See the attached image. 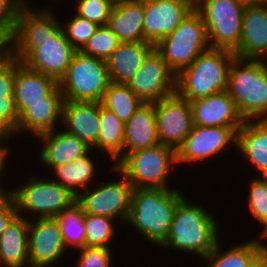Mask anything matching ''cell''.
Returning a JSON list of instances; mask_svg holds the SVG:
<instances>
[{
    "label": "cell",
    "mask_w": 267,
    "mask_h": 267,
    "mask_svg": "<svg viewBox=\"0 0 267 267\" xmlns=\"http://www.w3.org/2000/svg\"><path fill=\"white\" fill-rule=\"evenodd\" d=\"M212 213L184 197L177 204L169 234L160 247L197 254L202 259L208 256L221 238L218 219Z\"/></svg>",
    "instance_id": "obj_1"
},
{
    "label": "cell",
    "mask_w": 267,
    "mask_h": 267,
    "mask_svg": "<svg viewBox=\"0 0 267 267\" xmlns=\"http://www.w3.org/2000/svg\"><path fill=\"white\" fill-rule=\"evenodd\" d=\"M180 189H133L129 224L149 243L160 247L166 240L177 204L185 197Z\"/></svg>",
    "instance_id": "obj_2"
},
{
    "label": "cell",
    "mask_w": 267,
    "mask_h": 267,
    "mask_svg": "<svg viewBox=\"0 0 267 267\" xmlns=\"http://www.w3.org/2000/svg\"><path fill=\"white\" fill-rule=\"evenodd\" d=\"M235 58L229 50L207 49L176 75L175 93L192 101L227 90L228 72Z\"/></svg>",
    "instance_id": "obj_3"
},
{
    "label": "cell",
    "mask_w": 267,
    "mask_h": 267,
    "mask_svg": "<svg viewBox=\"0 0 267 267\" xmlns=\"http://www.w3.org/2000/svg\"><path fill=\"white\" fill-rule=\"evenodd\" d=\"M227 92L244 120L267 119V68L262 60L235 58Z\"/></svg>",
    "instance_id": "obj_4"
},
{
    "label": "cell",
    "mask_w": 267,
    "mask_h": 267,
    "mask_svg": "<svg viewBox=\"0 0 267 267\" xmlns=\"http://www.w3.org/2000/svg\"><path fill=\"white\" fill-rule=\"evenodd\" d=\"M176 165V150L157 144L126 154L115 167L133 189H169L167 180Z\"/></svg>",
    "instance_id": "obj_5"
},
{
    "label": "cell",
    "mask_w": 267,
    "mask_h": 267,
    "mask_svg": "<svg viewBox=\"0 0 267 267\" xmlns=\"http://www.w3.org/2000/svg\"><path fill=\"white\" fill-rule=\"evenodd\" d=\"M31 175L21 186L10 189L9 196L14 201L18 215H38L37 218L57 217L65 209L76 203L77 197L68 189L55 182ZM25 212V214H24Z\"/></svg>",
    "instance_id": "obj_6"
},
{
    "label": "cell",
    "mask_w": 267,
    "mask_h": 267,
    "mask_svg": "<svg viewBox=\"0 0 267 267\" xmlns=\"http://www.w3.org/2000/svg\"><path fill=\"white\" fill-rule=\"evenodd\" d=\"M154 48L175 75L189 67L202 52L210 48L201 15L193 9L172 33L158 41Z\"/></svg>",
    "instance_id": "obj_7"
},
{
    "label": "cell",
    "mask_w": 267,
    "mask_h": 267,
    "mask_svg": "<svg viewBox=\"0 0 267 267\" xmlns=\"http://www.w3.org/2000/svg\"><path fill=\"white\" fill-rule=\"evenodd\" d=\"M58 84L64 100L102 102L110 84L106 61L76 51Z\"/></svg>",
    "instance_id": "obj_8"
},
{
    "label": "cell",
    "mask_w": 267,
    "mask_h": 267,
    "mask_svg": "<svg viewBox=\"0 0 267 267\" xmlns=\"http://www.w3.org/2000/svg\"><path fill=\"white\" fill-rule=\"evenodd\" d=\"M245 7L240 0H198L194 9L205 24L210 48H238Z\"/></svg>",
    "instance_id": "obj_9"
},
{
    "label": "cell",
    "mask_w": 267,
    "mask_h": 267,
    "mask_svg": "<svg viewBox=\"0 0 267 267\" xmlns=\"http://www.w3.org/2000/svg\"><path fill=\"white\" fill-rule=\"evenodd\" d=\"M51 9L50 6L33 8L31 5L22 9L9 36L12 58L23 63L41 46V41L61 28L60 18Z\"/></svg>",
    "instance_id": "obj_10"
},
{
    "label": "cell",
    "mask_w": 267,
    "mask_h": 267,
    "mask_svg": "<svg viewBox=\"0 0 267 267\" xmlns=\"http://www.w3.org/2000/svg\"><path fill=\"white\" fill-rule=\"evenodd\" d=\"M110 168L122 178L95 183L93 188L89 187L81 192L76 202L84 214L106 216L125 224L129 215L133 187L115 166L112 165Z\"/></svg>",
    "instance_id": "obj_11"
},
{
    "label": "cell",
    "mask_w": 267,
    "mask_h": 267,
    "mask_svg": "<svg viewBox=\"0 0 267 267\" xmlns=\"http://www.w3.org/2000/svg\"><path fill=\"white\" fill-rule=\"evenodd\" d=\"M175 79L176 75L154 48L127 85L144 103H153L175 93Z\"/></svg>",
    "instance_id": "obj_12"
},
{
    "label": "cell",
    "mask_w": 267,
    "mask_h": 267,
    "mask_svg": "<svg viewBox=\"0 0 267 267\" xmlns=\"http://www.w3.org/2000/svg\"><path fill=\"white\" fill-rule=\"evenodd\" d=\"M236 146V133L229 127H204L194 125L176 150L177 164L202 162L220 155L227 146Z\"/></svg>",
    "instance_id": "obj_13"
},
{
    "label": "cell",
    "mask_w": 267,
    "mask_h": 267,
    "mask_svg": "<svg viewBox=\"0 0 267 267\" xmlns=\"http://www.w3.org/2000/svg\"><path fill=\"white\" fill-rule=\"evenodd\" d=\"M154 110L160 144L177 150L194 126L189 101L174 93L154 102Z\"/></svg>",
    "instance_id": "obj_14"
},
{
    "label": "cell",
    "mask_w": 267,
    "mask_h": 267,
    "mask_svg": "<svg viewBox=\"0 0 267 267\" xmlns=\"http://www.w3.org/2000/svg\"><path fill=\"white\" fill-rule=\"evenodd\" d=\"M29 220L28 257L30 267H52L67 252L56 217Z\"/></svg>",
    "instance_id": "obj_15"
},
{
    "label": "cell",
    "mask_w": 267,
    "mask_h": 267,
    "mask_svg": "<svg viewBox=\"0 0 267 267\" xmlns=\"http://www.w3.org/2000/svg\"><path fill=\"white\" fill-rule=\"evenodd\" d=\"M144 42L156 44L172 33L194 6L186 0H143Z\"/></svg>",
    "instance_id": "obj_16"
},
{
    "label": "cell",
    "mask_w": 267,
    "mask_h": 267,
    "mask_svg": "<svg viewBox=\"0 0 267 267\" xmlns=\"http://www.w3.org/2000/svg\"><path fill=\"white\" fill-rule=\"evenodd\" d=\"M193 124L204 127H229L235 133L245 121L227 90L189 101Z\"/></svg>",
    "instance_id": "obj_17"
},
{
    "label": "cell",
    "mask_w": 267,
    "mask_h": 267,
    "mask_svg": "<svg viewBox=\"0 0 267 267\" xmlns=\"http://www.w3.org/2000/svg\"><path fill=\"white\" fill-rule=\"evenodd\" d=\"M75 52L61 27L53 36L41 41V46L23 63L28 68L59 82L65 75Z\"/></svg>",
    "instance_id": "obj_18"
},
{
    "label": "cell",
    "mask_w": 267,
    "mask_h": 267,
    "mask_svg": "<svg viewBox=\"0 0 267 267\" xmlns=\"http://www.w3.org/2000/svg\"><path fill=\"white\" fill-rule=\"evenodd\" d=\"M64 101L58 85L47 95V102L28 103V107L19 115L14 137L20 136V133L33 134L36 137L54 129L58 130L56 124H61Z\"/></svg>",
    "instance_id": "obj_19"
},
{
    "label": "cell",
    "mask_w": 267,
    "mask_h": 267,
    "mask_svg": "<svg viewBox=\"0 0 267 267\" xmlns=\"http://www.w3.org/2000/svg\"><path fill=\"white\" fill-rule=\"evenodd\" d=\"M63 130L75 135L93 150L100 132L99 102L65 100L62 109Z\"/></svg>",
    "instance_id": "obj_20"
},
{
    "label": "cell",
    "mask_w": 267,
    "mask_h": 267,
    "mask_svg": "<svg viewBox=\"0 0 267 267\" xmlns=\"http://www.w3.org/2000/svg\"><path fill=\"white\" fill-rule=\"evenodd\" d=\"M236 58L262 60L267 55V6L246 5Z\"/></svg>",
    "instance_id": "obj_21"
},
{
    "label": "cell",
    "mask_w": 267,
    "mask_h": 267,
    "mask_svg": "<svg viewBox=\"0 0 267 267\" xmlns=\"http://www.w3.org/2000/svg\"><path fill=\"white\" fill-rule=\"evenodd\" d=\"M58 85L56 79L34 71L15 59L13 98L18 115L28 107V103L47 102V95Z\"/></svg>",
    "instance_id": "obj_22"
},
{
    "label": "cell",
    "mask_w": 267,
    "mask_h": 267,
    "mask_svg": "<svg viewBox=\"0 0 267 267\" xmlns=\"http://www.w3.org/2000/svg\"><path fill=\"white\" fill-rule=\"evenodd\" d=\"M42 143L39 160L52 171L55 167L68 164L86 155L91 149L75 135L54 129L36 136Z\"/></svg>",
    "instance_id": "obj_23"
},
{
    "label": "cell",
    "mask_w": 267,
    "mask_h": 267,
    "mask_svg": "<svg viewBox=\"0 0 267 267\" xmlns=\"http://www.w3.org/2000/svg\"><path fill=\"white\" fill-rule=\"evenodd\" d=\"M236 150L250 163L258 176L267 177V119L245 120L236 133Z\"/></svg>",
    "instance_id": "obj_24"
},
{
    "label": "cell",
    "mask_w": 267,
    "mask_h": 267,
    "mask_svg": "<svg viewBox=\"0 0 267 267\" xmlns=\"http://www.w3.org/2000/svg\"><path fill=\"white\" fill-rule=\"evenodd\" d=\"M153 49L149 42H121L106 60L110 83L128 84Z\"/></svg>",
    "instance_id": "obj_25"
},
{
    "label": "cell",
    "mask_w": 267,
    "mask_h": 267,
    "mask_svg": "<svg viewBox=\"0 0 267 267\" xmlns=\"http://www.w3.org/2000/svg\"><path fill=\"white\" fill-rule=\"evenodd\" d=\"M220 242L219 239L214 250L203 258L206 267H257L267 257V244L259 238L234 244L229 250H223Z\"/></svg>",
    "instance_id": "obj_26"
},
{
    "label": "cell",
    "mask_w": 267,
    "mask_h": 267,
    "mask_svg": "<svg viewBox=\"0 0 267 267\" xmlns=\"http://www.w3.org/2000/svg\"><path fill=\"white\" fill-rule=\"evenodd\" d=\"M160 144L153 103H143L125 123L123 157L133 151Z\"/></svg>",
    "instance_id": "obj_27"
},
{
    "label": "cell",
    "mask_w": 267,
    "mask_h": 267,
    "mask_svg": "<svg viewBox=\"0 0 267 267\" xmlns=\"http://www.w3.org/2000/svg\"><path fill=\"white\" fill-rule=\"evenodd\" d=\"M143 0H118L112 7L107 26L121 42H144Z\"/></svg>",
    "instance_id": "obj_28"
},
{
    "label": "cell",
    "mask_w": 267,
    "mask_h": 267,
    "mask_svg": "<svg viewBox=\"0 0 267 267\" xmlns=\"http://www.w3.org/2000/svg\"><path fill=\"white\" fill-rule=\"evenodd\" d=\"M29 219L17 215L0 234V267H30Z\"/></svg>",
    "instance_id": "obj_29"
},
{
    "label": "cell",
    "mask_w": 267,
    "mask_h": 267,
    "mask_svg": "<svg viewBox=\"0 0 267 267\" xmlns=\"http://www.w3.org/2000/svg\"><path fill=\"white\" fill-rule=\"evenodd\" d=\"M93 151L90 150L86 155L73 162L55 167L51 172L53 174L51 177L55 174L53 180L70 190L76 197L88 189L91 184L94 185L98 181L94 178L98 168L93 161L94 157L90 156Z\"/></svg>",
    "instance_id": "obj_30"
},
{
    "label": "cell",
    "mask_w": 267,
    "mask_h": 267,
    "mask_svg": "<svg viewBox=\"0 0 267 267\" xmlns=\"http://www.w3.org/2000/svg\"><path fill=\"white\" fill-rule=\"evenodd\" d=\"M100 132L97 139L95 151L99 150L114 161L115 166L123 158V144L125 123H123L112 111L99 102Z\"/></svg>",
    "instance_id": "obj_31"
},
{
    "label": "cell",
    "mask_w": 267,
    "mask_h": 267,
    "mask_svg": "<svg viewBox=\"0 0 267 267\" xmlns=\"http://www.w3.org/2000/svg\"><path fill=\"white\" fill-rule=\"evenodd\" d=\"M101 103L126 123L144 102L127 84L110 83Z\"/></svg>",
    "instance_id": "obj_32"
},
{
    "label": "cell",
    "mask_w": 267,
    "mask_h": 267,
    "mask_svg": "<svg viewBox=\"0 0 267 267\" xmlns=\"http://www.w3.org/2000/svg\"><path fill=\"white\" fill-rule=\"evenodd\" d=\"M66 248L75 250L85 247L84 213L76 202L56 217Z\"/></svg>",
    "instance_id": "obj_33"
},
{
    "label": "cell",
    "mask_w": 267,
    "mask_h": 267,
    "mask_svg": "<svg viewBox=\"0 0 267 267\" xmlns=\"http://www.w3.org/2000/svg\"><path fill=\"white\" fill-rule=\"evenodd\" d=\"M115 221L106 216L84 214L85 246L111 248L109 243L118 233Z\"/></svg>",
    "instance_id": "obj_34"
},
{
    "label": "cell",
    "mask_w": 267,
    "mask_h": 267,
    "mask_svg": "<svg viewBox=\"0 0 267 267\" xmlns=\"http://www.w3.org/2000/svg\"><path fill=\"white\" fill-rule=\"evenodd\" d=\"M120 43L118 36L107 25H104L98 27L80 51L85 55L106 61Z\"/></svg>",
    "instance_id": "obj_35"
},
{
    "label": "cell",
    "mask_w": 267,
    "mask_h": 267,
    "mask_svg": "<svg viewBox=\"0 0 267 267\" xmlns=\"http://www.w3.org/2000/svg\"><path fill=\"white\" fill-rule=\"evenodd\" d=\"M248 191V210L263 226L267 222V177H252Z\"/></svg>",
    "instance_id": "obj_36"
},
{
    "label": "cell",
    "mask_w": 267,
    "mask_h": 267,
    "mask_svg": "<svg viewBox=\"0 0 267 267\" xmlns=\"http://www.w3.org/2000/svg\"><path fill=\"white\" fill-rule=\"evenodd\" d=\"M68 20L65 21V24L62 22L61 27L71 46L76 51H80L95 34L99 26L87 19L80 18L76 14Z\"/></svg>",
    "instance_id": "obj_37"
},
{
    "label": "cell",
    "mask_w": 267,
    "mask_h": 267,
    "mask_svg": "<svg viewBox=\"0 0 267 267\" xmlns=\"http://www.w3.org/2000/svg\"><path fill=\"white\" fill-rule=\"evenodd\" d=\"M74 7L76 15L96 23L98 26L107 25L114 3L111 0H76Z\"/></svg>",
    "instance_id": "obj_38"
},
{
    "label": "cell",
    "mask_w": 267,
    "mask_h": 267,
    "mask_svg": "<svg viewBox=\"0 0 267 267\" xmlns=\"http://www.w3.org/2000/svg\"><path fill=\"white\" fill-rule=\"evenodd\" d=\"M19 115L15 108L13 96L0 98V141L13 140Z\"/></svg>",
    "instance_id": "obj_39"
},
{
    "label": "cell",
    "mask_w": 267,
    "mask_h": 267,
    "mask_svg": "<svg viewBox=\"0 0 267 267\" xmlns=\"http://www.w3.org/2000/svg\"><path fill=\"white\" fill-rule=\"evenodd\" d=\"M76 267H112V250L107 247H84L78 249Z\"/></svg>",
    "instance_id": "obj_40"
},
{
    "label": "cell",
    "mask_w": 267,
    "mask_h": 267,
    "mask_svg": "<svg viewBox=\"0 0 267 267\" xmlns=\"http://www.w3.org/2000/svg\"><path fill=\"white\" fill-rule=\"evenodd\" d=\"M25 6L24 0H0V29L11 35L16 19Z\"/></svg>",
    "instance_id": "obj_41"
},
{
    "label": "cell",
    "mask_w": 267,
    "mask_h": 267,
    "mask_svg": "<svg viewBox=\"0 0 267 267\" xmlns=\"http://www.w3.org/2000/svg\"><path fill=\"white\" fill-rule=\"evenodd\" d=\"M15 82V59L9 56L0 64V98L13 96Z\"/></svg>",
    "instance_id": "obj_42"
},
{
    "label": "cell",
    "mask_w": 267,
    "mask_h": 267,
    "mask_svg": "<svg viewBox=\"0 0 267 267\" xmlns=\"http://www.w3.org/2000/svg\"><path fill=\"white\" fill-rule=\"evenodd\" d=\"M17 215L18 211L12 198L9 195L0 198V234Z\"/></svg>",
    "instance_id": "obj_43"
},
{
    "label": "cell",
    "mask_w": 267,
    "mask_h": 267,
    "mask_svg": "<svg viewBox=\"0 0 267 267\" xmlns=\"http://www.w3.org/2000/svg\"><path fill=\"white\" fill-rule=\"evenodd\" d=\"M5 141H0V178L1 175L5 172L4 169L6 168L7 159H9V154H11L9 151V147H6ZM1 181V180H0ZM10 193V190L8 188L2 187V184L0 182V198L8 196Z\"/></svg>",
    "instance_id": "obj_44"
},
{
    "label": "cell",
    "mask_w": 267,
    "mask_h": 267,
    "mask_svg": "<svg viewBox=\"0 0 267 267\" xmlns=\"http://www.w3.org/2000/svg\"><path fill=\"white\" fill-rule=\"evenodd\" d=\"M10 56L9 35L0 29V64Z\"/></svg>",
    "instance_id": "obj_45"
},
{
    "label": "cell",
    "mask_w": 267,
    "mask_h": 267,
    "mask_svg": "<svg viewBox=\"0 0 267 267\" xmlns=\"http://www.w3.org/2000/svg\"><path fill=\"white\" fill-rule=\"evenodd\" d=\"M240 1L246 5L261 4L262 3V0H240Z\"/></svg>",
    "instance_id": "obj_46"
},
{
    "label": "cell",
    "mask_w": 267,
    "mask_h": 267,
    "mask_svg": "<svg viewBox=\"0 0 267 267\" xmlns=\"http://www.w3.org/2000/svg\"><path fill=\"white\" fill-rule=\"evenodd\" d=\"M263 226L264 228L259 236L267 240V222Z\"/></svg>",
    "instance_id": "obj_47"
},
{
    "label": "cell",
    "mask_w": 267,
    "mask_h": 267,
    "mask_svg": "<svg viewBox=\"0 0 267 267\" xmlns=\"http://www.w3.org/2000/svg\"><path fill=\"white\" fill-rule=\"evenodd\" d=\"M257 267H267V257Z\"/></svg>",
    "instance_id": "obj_48"
},
{
    "label": "cell",
    "mask_w": 267,
    "mask_h": 267,
    "mask_svg": "<svg viewBox=\"0 0 267 267\" xmlns=\"http://www.w3.org/2000/svg\"><path fill=\"white\" fill-rule=\"evenodd\" d=\"M186 1L190 2L194 7L198 2V0H186Z\"/></svg>",
    "instance_id": "obj_49"
},
{
    "label": "cell",
    "mask_w": 267,
    "mask_h": 267,
    "mask_svg": "<svg viewBox=\"0 0 267 267\" xmlns=\"http://www.w3.org/2000/svg\"><path fill=\"white\" fill-rule=\"evenodd\" d=\"M267 55L262 59V62L264 63L265 67L267 68Z\"/></svg>",
    "instance_id": "obj_50"
},
{
    "label": "cell",
    "mask_w": 267,
    "mask_h": 267,
    "mask_svg": "<svg viewBox=\"0 0 267 267\" xmlns=\"http://www.w3.org/2000/svg\"><path fill=\"white\" fill-rule=\"evenodd\" d=\"M261 5L267 6V0H262Z\"/></svg>",
    "instance_id": "obj_51"
},
{
    "label": "cell",
    "mask_w": 267,
    "mask_h": 267,
    "mask_svg": "<svg viewBox=\"0 0 267 267\" xmlns=\"http://www.w3.org/2000/svg\"><path fill=\"white\" fill-rule=\"evenodd\" d=\"M114 4L118 1V0H111Z\"/></svg>",
    "instance_id": "obj_52"
}]
</instances>
